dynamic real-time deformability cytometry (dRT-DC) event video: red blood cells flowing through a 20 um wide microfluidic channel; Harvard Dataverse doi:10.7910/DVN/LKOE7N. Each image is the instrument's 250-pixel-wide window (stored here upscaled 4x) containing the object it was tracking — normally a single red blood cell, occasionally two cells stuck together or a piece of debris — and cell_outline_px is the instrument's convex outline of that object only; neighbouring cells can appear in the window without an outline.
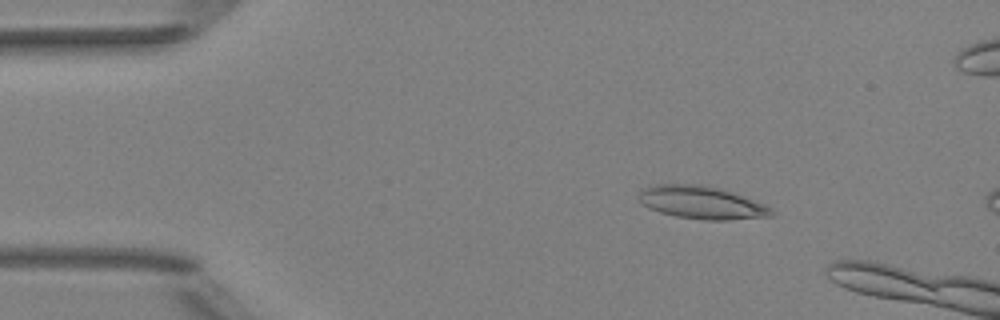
{"species": "Egyptian fruit bat (a non-hibernating species)", "species_latin": "Rousettus aegyptiacus", "temperature_condition": "room temperature", "stored_images_in_passage": 11, "camera_frame_rate_fps": 3000, "um_per_image_px": 0.085, "animal": {"sex": "female"}, "frame": {"image": 1, "passage_image": 7, "time_ms": 2.0, "image_size_px": [1000, 320], "cell_outline_px": [[772, 216], [728, 220], [704, 220], [676, 216], [660, 212], [648, 208], [640, 200], [640, 188], [656, 184], [700, 184], [732, 192], [764, 204], [772, 208]], "centroid_in_image_um": [59.62, 17.21], "position_along_channel_um": 25.4, "area_um2": 25.14}}